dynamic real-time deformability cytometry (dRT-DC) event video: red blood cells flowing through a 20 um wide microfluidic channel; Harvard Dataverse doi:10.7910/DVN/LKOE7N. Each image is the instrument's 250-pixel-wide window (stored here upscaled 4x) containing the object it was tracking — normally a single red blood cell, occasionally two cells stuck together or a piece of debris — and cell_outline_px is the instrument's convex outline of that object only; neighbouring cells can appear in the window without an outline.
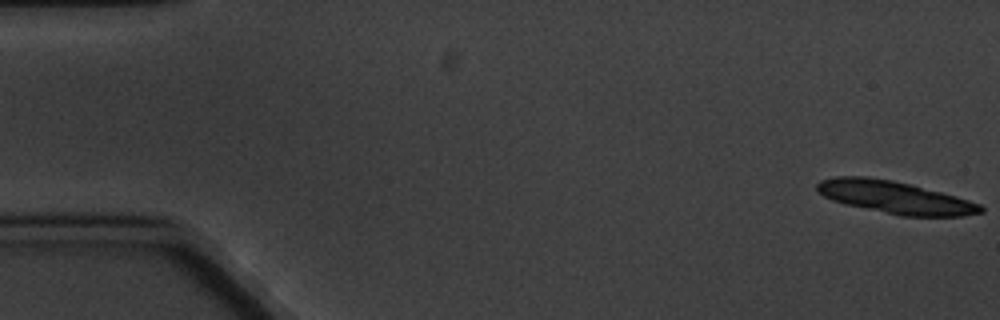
{"species": "common noctule bat (a hibernating species)", "species_latin": "Nyctalus noctula", "temperature_condition": "cold", "stored_images_in_passage": 5, "camera_frame_rate_fps": 3000, "um_per_image_px": 0.085, "animal": {"sex": "male", "body_mass_g": 20.1, "forearm_length_mm": 53.5}, "frame": {"image": 1, "passage_image": 1, "time_ms": 0.0, "image_size_px": [1000, 320], "cell_outline_px": [[984, 212], [964, 216], [900, 216], [844, 204], [832, 200], [824, 196], [816, 188], [816, 184], [820, 180], [836, 176], [868, 176], [892, 180], [956, 196], [980, 204], [984, 208]], "centroid_in_image_um": [76.05, 16.77], "position_along_channel_um": 8.9, "area_um2": 30.87}}